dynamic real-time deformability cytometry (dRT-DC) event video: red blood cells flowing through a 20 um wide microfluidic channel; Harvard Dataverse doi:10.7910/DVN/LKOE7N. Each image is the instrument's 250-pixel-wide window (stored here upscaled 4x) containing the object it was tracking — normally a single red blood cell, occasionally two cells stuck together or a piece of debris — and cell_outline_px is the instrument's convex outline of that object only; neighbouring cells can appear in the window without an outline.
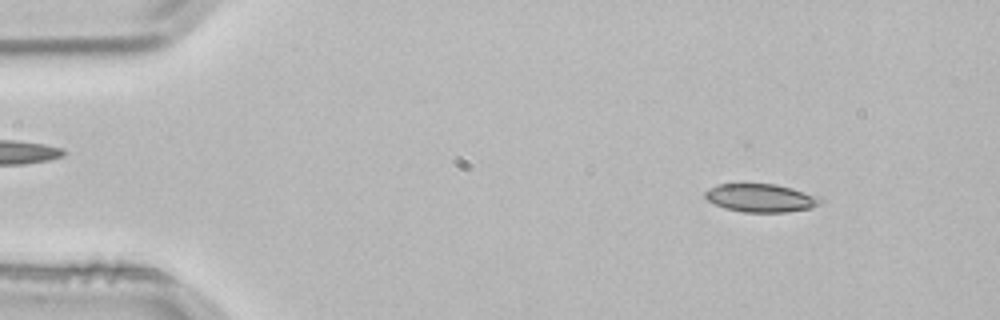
{"species": "common noctule bat (a hibernating species)", "species_latin": "Nyctalus noctula", "temperature_condition": "room temperature", "stored_images_in_passage": 2, "camera_frame_rate_fps": 3000, "um_per_image_px": 0.085, "animal": {"sex": "male", "body_mass_g": 21.5, "forearm_length_mm": 52.0}, "frame": {"image": 1, "passage_image": 1, "time_ms": 0.0, "image_size_px": [1000, 320], "cell_outline_px": [[824, 200], [820, 204], [812, 208], [788, 212], [744, 212], [724, 208], [708, 200], [704, 196], [704, 192], [708, 188], [716, 184], [776, 184], [792, 188], [820, 196]], "centroid_in_image_um": [64.7, 16.82], "position_along_channel_um": 20.3, "area_um2": 19.13}}